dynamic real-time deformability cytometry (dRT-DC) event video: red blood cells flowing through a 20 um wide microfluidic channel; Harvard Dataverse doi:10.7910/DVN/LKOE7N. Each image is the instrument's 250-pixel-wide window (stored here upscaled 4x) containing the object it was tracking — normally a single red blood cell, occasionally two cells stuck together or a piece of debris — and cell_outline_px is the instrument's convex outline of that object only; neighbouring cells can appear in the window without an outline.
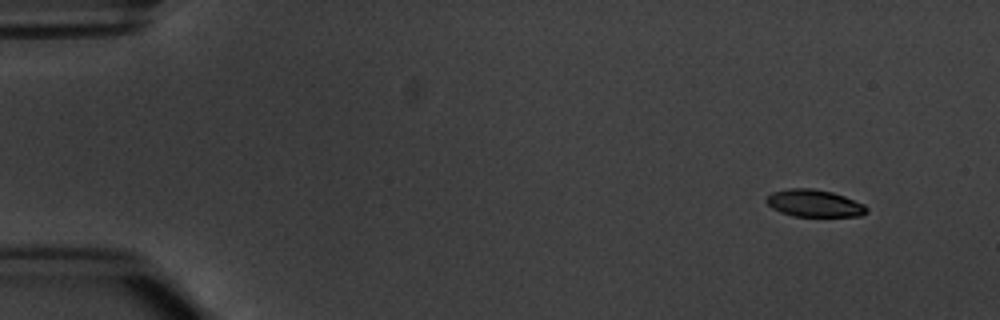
{"species": "common noctule bat (a hibernating species)", "species_latin": "Nyctalus noctula", "temperature_condition": "warm", "stored_images_in_passage": 9, "camera_frame_rate_fps": 3000, "um_per_image_px": 0.085, "animal": {"sex": "male", "body_mass_g": 20.1, "forearm_length_mm": 53.5}, "frame": {"image": 1, "passage_image": 1, "time_ms": 0.0, "image_size_px": [1000, 320], "cell_outline_px": [[868, 212], [860, 216], [792, 216], [780, 212], [772, 208], [764, 200], [772, 192], [788, 188], [812, 188], [832, 192], [844, 196], [864, 204], [868, 208]], "centroid_in_image_um": [69.2, 17.28], "position_along_channel_um": 15.8, "area_um2": 15.95}}
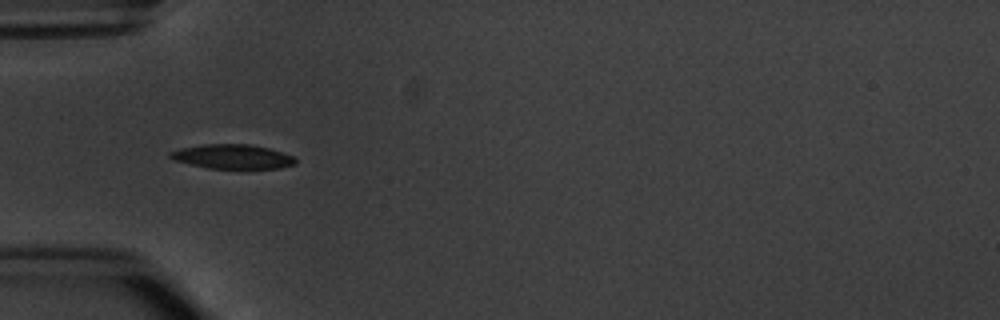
{"frame": {"image": 2, "passage_image": 4, "time_ms": 4.333, "image_size_px": [1000, 320], "cell_outline_px": [[296, 164], [280, 168], [208, 168], [172, 160], [168, 156], [168, 152], [180, 148], [204, 144], [248, 144], [268, 148], [292, 156], [296, 160]], "centroid_in_image_um": [19.71, 13.31], "position_along_channel_um": 65.3, "area_um2": 17.69}}
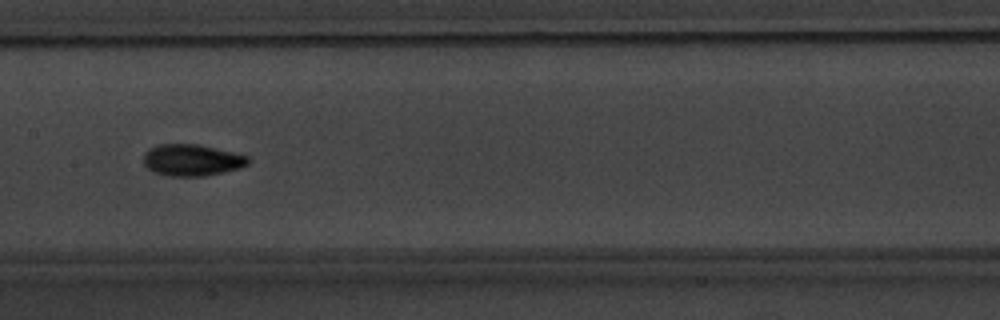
{"frame": {"image": 3, "passage_image": 7, "time_ms": 7.667, "image_size_px": [1000, 320], "cell_outline_px": [[248, 164], [240, 168], [224, 172], [204, 176], [168, 176], [156, 172], [148, 168], [144, 164], [144, 152], [148, 148], [156, 144], [200, 144], [248, 156]], "centroid_in_image_um": [16.29, 13.6], "position_along_channel_um": 191.1, "area_um2": 19.31}}